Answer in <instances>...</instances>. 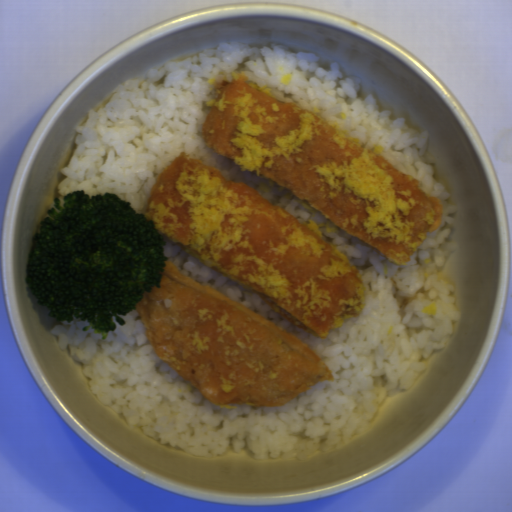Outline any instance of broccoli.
<instances>
[{
	"mask_svg": "<svg viewBox=\"0 0 512 512\" xmlns=\"http://www.w3.org/2000/svg\"><path fill=\"white\" fill-rule=\"evenodd\" d=\"M25 266V281L49 317L87 320L103 340L145 292L161 287L165 239L118 194L74 190L54 197Z\"/></svg>",
	"mask_w": 512,
	"mask_h": 512,
	"instance_id": "obj_1",
	"label": "broccoli"
}]
</instances>
